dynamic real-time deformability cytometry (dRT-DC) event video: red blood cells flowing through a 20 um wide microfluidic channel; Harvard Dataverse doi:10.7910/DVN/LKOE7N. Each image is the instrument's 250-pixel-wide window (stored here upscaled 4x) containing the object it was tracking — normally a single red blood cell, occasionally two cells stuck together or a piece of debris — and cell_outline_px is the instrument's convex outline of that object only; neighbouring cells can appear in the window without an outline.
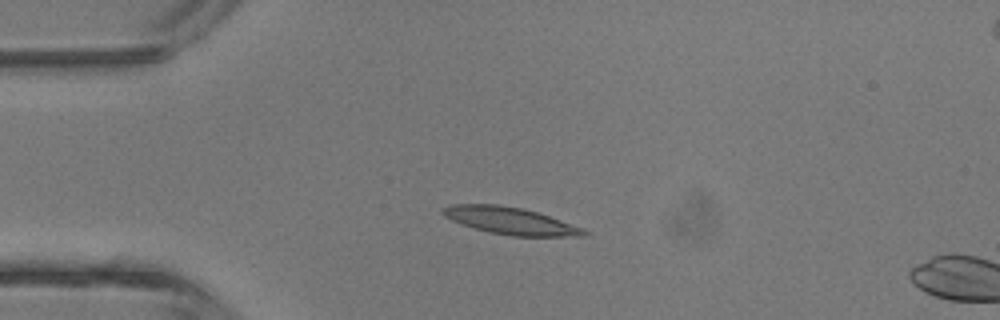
{"species": "common noctule bat (a hibernating species)", "species_latin": "Nyctalus noctula", "temperature_condition": "room temperature", "stored_images_in_passage": 4, "camera_frame_rate_fps": 3000, "um_per_image_px": 0.085, "animal": {"sex": "male", "body_mass_g": 13.3}, "frame": {"image": 1, "passage_image": 3, "time_ms": 3.333, "image_size_px": [1000, 320], "cell_outline_px": [[588, 236], [512, 236], [488, 232], [460, 224], [444, 216], [440, 212], [440, 208], [452, 204], [500, 204], [524, 208], [584, 228], [588, 232]], "centroid_in_image_um": [43.34, 18.76], "position_along_channel_um": 41.7, "area_um2": 22.43}}